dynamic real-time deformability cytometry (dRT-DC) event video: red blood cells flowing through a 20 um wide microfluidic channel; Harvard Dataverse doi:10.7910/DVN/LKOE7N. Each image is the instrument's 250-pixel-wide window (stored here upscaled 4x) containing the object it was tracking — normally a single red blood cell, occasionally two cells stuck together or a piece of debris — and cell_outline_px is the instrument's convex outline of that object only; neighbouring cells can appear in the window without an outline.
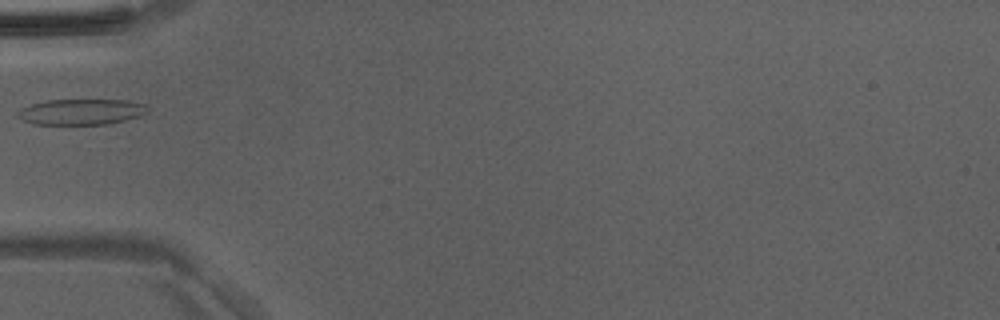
{"species": "Egyptian fruit bat (a non-hibernating species)", "species_latin": "Rousettus aegyptiacus", "temperature_condition": "room temperature", "stored_images_in_passage": 33, "camera_frame_rate_fps": 3000, "um_per_image_px": 0.085, "animal": {"sex": "male"}, "frame": {"image": 1, "passage_image": 1, "time_ms": 0.0, "image_size_px": [1000, 320], "cell_outline_px": [[148, 112], [140, 116], [108, 124], [32, 124], [20, 120], [16, 116], [20, 108], [32, 104], [48, 100], [128, 100], [148, 104]], "centroid_in_image_um": [6.91, 9.5], "position_along_channel_um": 78.1, "area_um2": 19.65}}
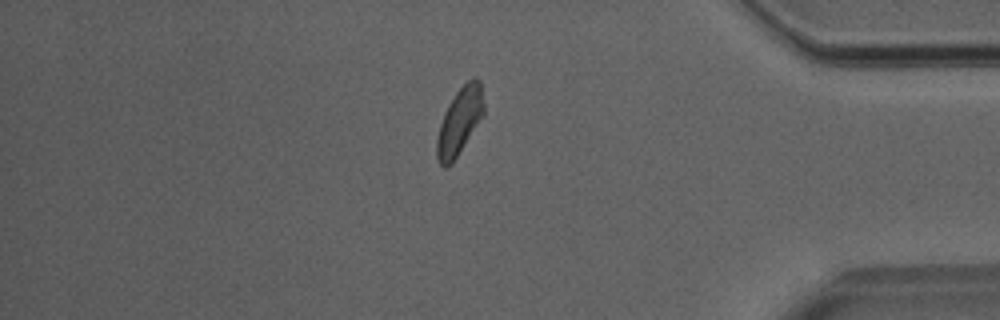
{"frame": {"image": 2, "passage_image": 26, "time_ms": 8.333, "image_size_px": [1000, 320], "cell_outline_px": [[484, 116], [452, 164], [448, 168], [444, 168], [440, 164], [436, 156], [436, 140], [440, 124], [444, 112], [448, 104], [456, 92], [472, 76], [476, 76], [480, 80], [484, 104]], "centroid_in_image_um": [39.07, 10.32], "position_along_channel_um": 396.1, "area_um2": 18.61}}
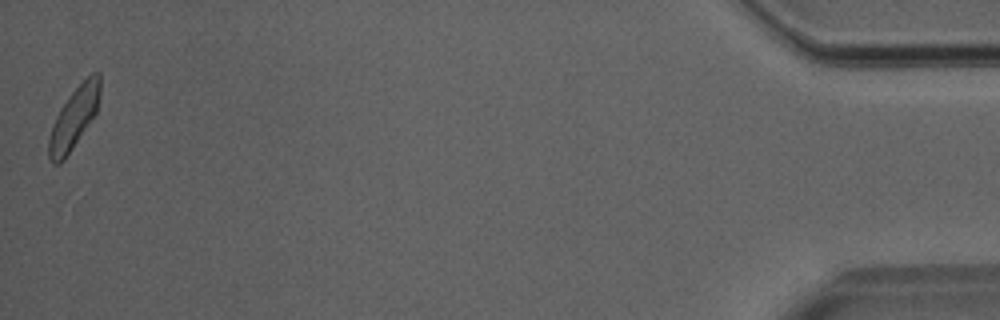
{"frame": {"image": 3, "passage_image": 33, "time_ms": 10.667, "image_size_px": [1000, 320], "cell_outline_px": [[100, 92], [96, 112], [64, 160], [60, 164], [52, 164], [48, 156], [48, 140], [52, 124], [60, 108], [68, 96], [92, 72], [100, 72]], "centroid_in_image_um": [6.26, 10.04], "position_along_channel_um": 428.9, "area_um2": 18.03}}